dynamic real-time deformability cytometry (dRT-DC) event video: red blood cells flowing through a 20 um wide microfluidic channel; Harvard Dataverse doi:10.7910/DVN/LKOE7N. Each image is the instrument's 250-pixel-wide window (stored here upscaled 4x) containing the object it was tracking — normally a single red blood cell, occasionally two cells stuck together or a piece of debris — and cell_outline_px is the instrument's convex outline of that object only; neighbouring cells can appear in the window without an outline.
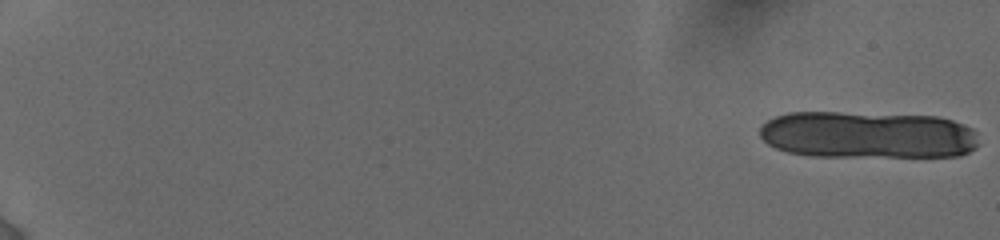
{"species": "human", "species_latin": "Homo sapiens", "temperature_condition": "cold", "stored_images_in_passage": 12, "camera_frame_rate_fps": 3000, "um_per_image_px": 0.085, "donor": {"sex": "female"}, "frame": {"image": 1, "passage_image": 1, "time_ms": 0.0, "image_size_px": [1000, 240], "cell_outline_px": [[980, 144], [976, 148], [960, 156], [812, 156], [788, 152], [776, 148], [768, 144], [760, 136], [760, 128], [768, 120], [776, 116], [788, 112], [836, 112], [936, 116], [952, 120], [972, 128], [976, 132]], "centroid_in_image_um": [73.78, 11.46], "position_along_channel_um": 11.2, "area_um2": 60.46}}